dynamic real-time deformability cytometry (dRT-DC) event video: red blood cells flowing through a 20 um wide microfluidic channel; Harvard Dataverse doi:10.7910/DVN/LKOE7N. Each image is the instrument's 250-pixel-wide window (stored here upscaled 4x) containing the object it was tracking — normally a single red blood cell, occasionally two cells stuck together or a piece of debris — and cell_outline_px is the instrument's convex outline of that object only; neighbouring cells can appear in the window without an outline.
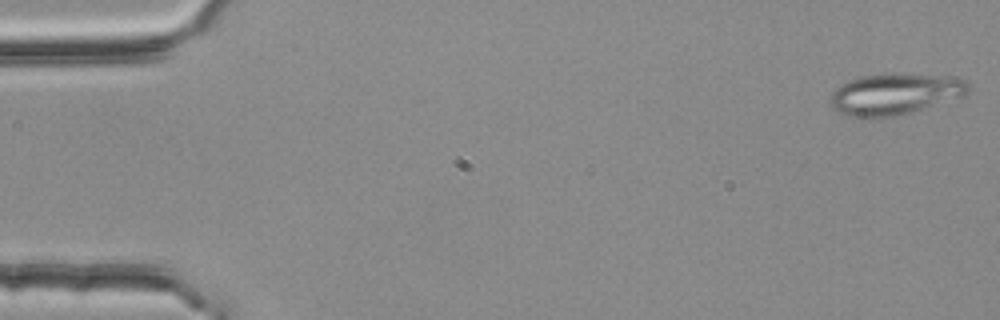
{"species": "common noctule bat (a hibernating species)", "species_latin": "Nyctalus noctula", "temperature_condition": "room temperature", "stored_images_in_passage": 54, "camera_frame_rate_fps": 3000, "um_per_image_px": 0.085, "animal": {"sex": "female", "body_mass_g": 25.1}, "frame": {"image": 1, "passage_image": 1, "time_ms": 0.0, "image_size_px": [1000, 320], "cell_outline_px": [[968, 92], [964, 96], [896, 116], [852, 116], [840, 112], [832, 108], [828, 100], [832, 92], [840, 84], [860, 76], [880, 72], [896, 72], [948, 76], [964, 80], [968, 84]], "centroid_in_image_um": [76.04, 7.94], "position_along_channel_um": 9.0, "area_um2": 33.29}}
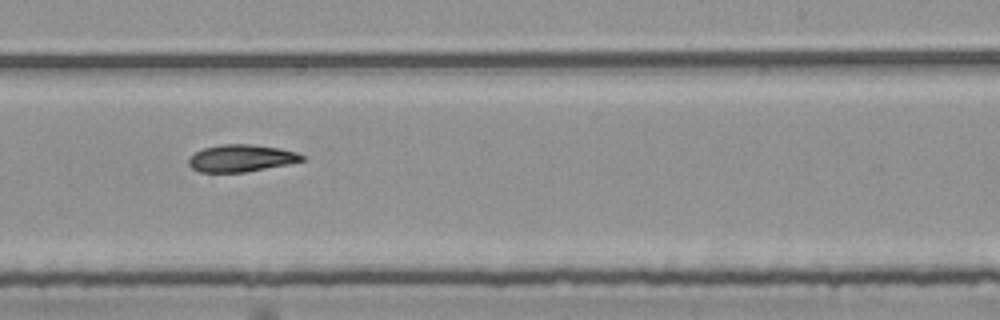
{"frame": {"image": 2, "passage_image": 33, "time_ms": 10.667, "image_size_px": [1000, 320], "cell_outline_px": [[304, 160], [288, 164], [244, 172], [200, 172], [192, 168], [188, 164], [188, 160], [196, 152], [204, 148], [224, 144], [252, 144], [280, 148], [296, 152], [304, 156]], "centroid_in_image_um": [20.51, 13.44], "position_along_channel_um": 268.5, "area_um2": 17.74}}
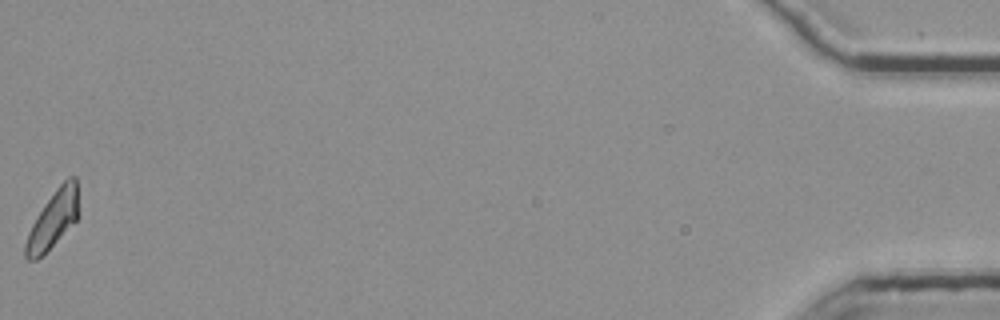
{"frame": {"image": 3, "passage_image": 54, "time_ms": 17.667, "image_size_px": [1000, 320], "cell_outline_px": [[76, 220], [44, 256], [36, 260], [28, 260], [24, 256], [24, 244], [28, 232], [36, 216], [44, 204], [56, 188], [68, 176], [76, 176]], "centroid_in_image_um": [4.44, 18.72], "position_along_channel_um": 430.8, "area_um2": 17.51}}